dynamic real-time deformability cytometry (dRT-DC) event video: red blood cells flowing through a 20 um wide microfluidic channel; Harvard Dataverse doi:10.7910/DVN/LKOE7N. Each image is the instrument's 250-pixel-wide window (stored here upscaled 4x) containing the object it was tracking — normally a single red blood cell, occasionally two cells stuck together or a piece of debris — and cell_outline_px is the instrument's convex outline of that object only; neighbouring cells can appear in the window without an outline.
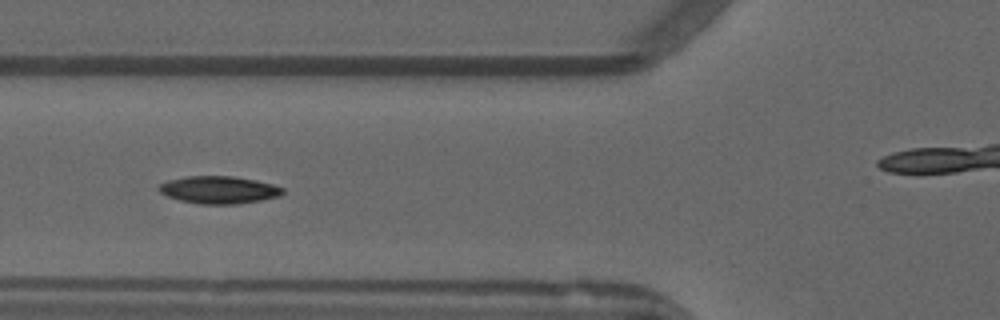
{"species": "common noctule bat (a hibernating species)", "species_latin": "Nyctalus noctula", "temperature_condition": "warm", "stored_images_in_passage": 39, "camera_frame_rate_fps": 3000, "um_per_image_px": 0.085, "animal": {"sex": "male", "forearm_length_mm": 52.5}, "frame": {"image": 1, "passage_image": 5, "time_ms": 1.333, "image_size_px": [1000, 320], "cell_outline_px": [[284, 192], [280, 196], [260, 200], [236, 204], [200, 204], [180, 200], [168, 196], [160, 192], [156, 188], [160, 184], [168, 180], [184, 176], [232, 176], [256, 180], [272, 184], [284, 188]], "centroid_in_image_um": [18.59, 16.13], "position_along_channel_um": 107.2, "area_um2": 19.83}}
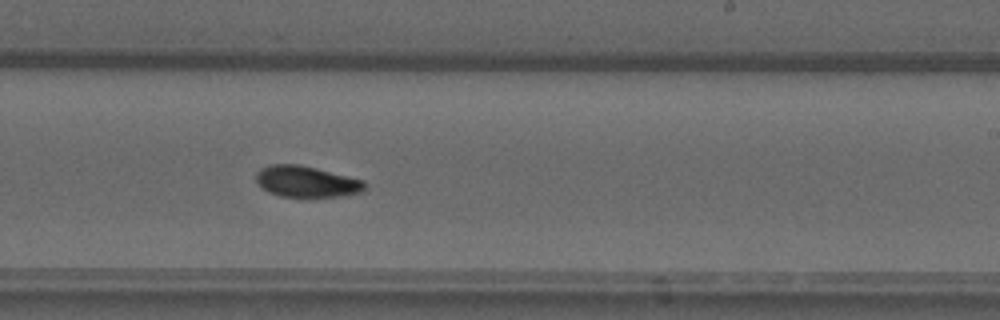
{"frame": {"image": 2, "passage_image": 17, "time_ms": 5.333, "image_size_px": [1000, 320], "cell_outline_px": [[368, 188], [364, 192], [344, 196], [308, 200], [304, 200], [280, 196], [268, 192], [256, 180], [256, 172], [260, 168], [272, 164], [300, 164], [364, 180], [368, 184]], "centroid_in_image_um": [26.12, 15.49], "position_along_channel_um": 262.9, "area_um2": 20.81}}
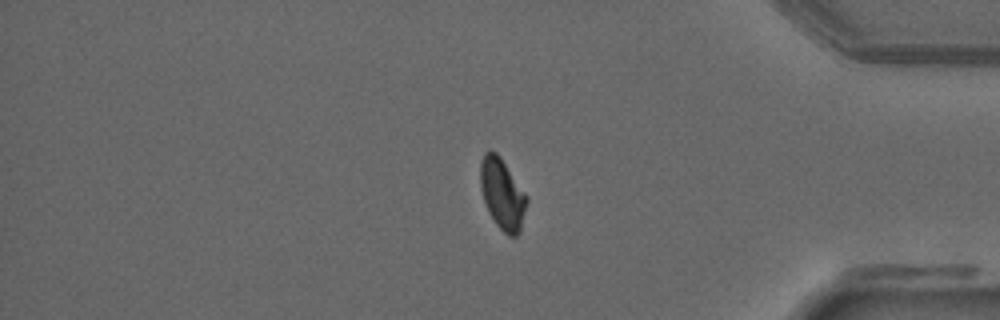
{"frame": {"image": 3, "passage_image": 29, "time_ms": 9.333, "image_size_px": [1000, 320], "cell_outline_px": [[528, 200], [520, 232], [516, 236], [508, 236], [496, 224], [488, 212], [480, 188], [480, 160], [484, 152], [496, 152], [500, 156], [528, 196]], "centroid_in_image_um": [42.7, 16.49], "position_along_channel_um": 392.5, "area_um2": 19.25}, "authors_computed_cell_mechanics": {"area_um2": 19.4208, "velocity_mm_per_s": 3.893, "shape_relaxation_time_tau1_ms": 9.748, "shape_relaxation_time_tau2_ms": 10.5955, "deformation_change_tau1": 0.207, "deformation_change_tau2": 0.1271}}